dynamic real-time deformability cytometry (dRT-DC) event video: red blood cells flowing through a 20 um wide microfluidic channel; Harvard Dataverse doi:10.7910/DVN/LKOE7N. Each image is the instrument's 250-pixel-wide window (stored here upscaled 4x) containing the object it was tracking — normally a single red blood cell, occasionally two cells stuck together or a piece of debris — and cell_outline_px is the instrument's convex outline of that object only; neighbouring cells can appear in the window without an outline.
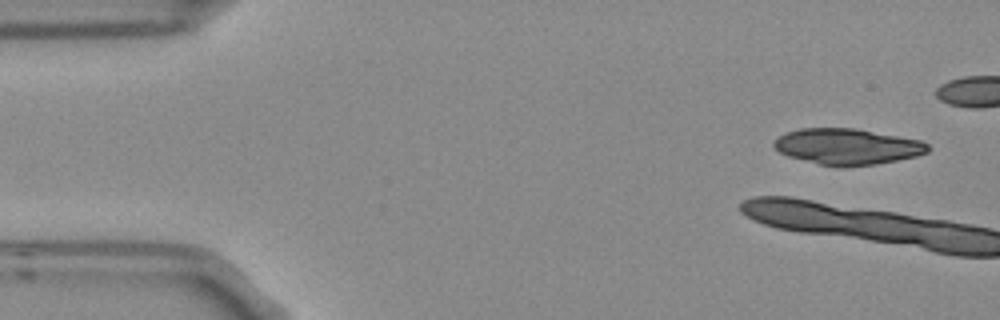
{"species": "Egyptian fruit bat (a non-hibernating species)", "species_latin": "Rousettus aegyptiacus", "temperature_condition": "room temperature", "stored_images_in_passage": 6, "segment_of_instrument_passage": [2, 2], "camera_frame_rate_fps": 3000, "um_per_image_px": 0.085, "frame": {"image": 1, "passage_image": 6, "time_ms": 1.667, "image_size_px": [1000, 320], "cell_outline_px": [[928, 152], [916, 156], [876, 164], [820, 164], [788, 156], [780, 152], [772, 144], [784, 132], [800, 128], [856, 128], [920, 140], [928, 144]], "centroid_in_image_um": [72.02, 12.42], "position_along_channel_um": 13.0, "area_um2": 31.44}}